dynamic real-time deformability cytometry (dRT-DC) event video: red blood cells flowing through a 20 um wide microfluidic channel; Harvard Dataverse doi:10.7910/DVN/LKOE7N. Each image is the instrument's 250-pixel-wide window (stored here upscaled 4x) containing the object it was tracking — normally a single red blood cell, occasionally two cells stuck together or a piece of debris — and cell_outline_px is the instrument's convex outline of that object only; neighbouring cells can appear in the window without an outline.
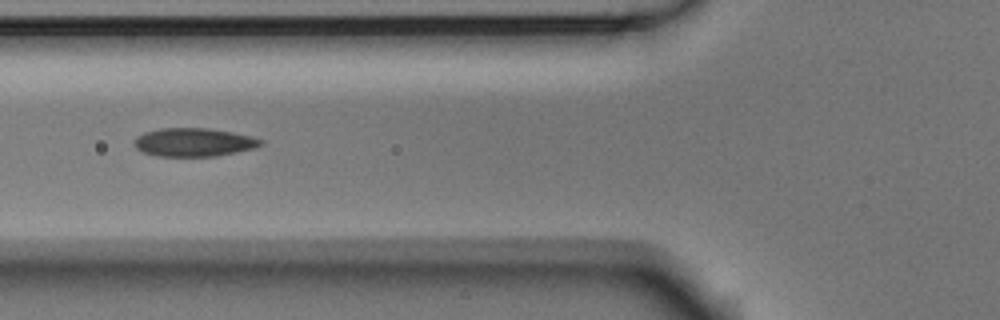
{"species": "Egyptian fruit bat (a non-hibernating species)", "species_latin": "Rousettus aegyptiacus", "temperature_condition": "room temperature", "stored_images_in_passage": 14, "camera_frame_rate_fps": 3000, "um_per_image_px": 0.085, "animal": {"sex": "male"}, "frame": {"image": 1, "passage_image": 5, "time_ms": 1.333, "image_size_px": [1000, 320], "cell_outline_px": [[264, 144], [256, 148], [216, 156], [156, 156], [144, 152], [136, 148], [132, 144], [132, 140], [136, 136], [144, 132], [160, 128], [208, 128], [232, 132], [252, 136], [264, 140]], "centroid_in_image_um": [16.47, 12.09], "position_along_channel_um": 109.3, "area_um2": 21.21}}
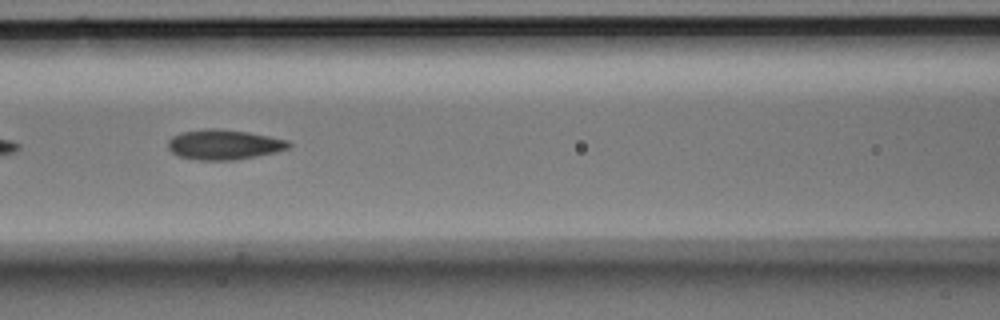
{"frame": {"image": 2, "passage_image": 8, "time_ms": 2.333, "image_size_px": [1000, 320], "cell_outline_px": [[292, 144], [288, 148], [276, 152], [256, 156], [232, 160], [200, 160], [180, 156], [172, 152], [168, 148], [168, 140], [172, 136], [180, 132], [204, 128], [216, 128], [248, 132], [288, 140]], "centroid_in_image_um": [19.02, 12.28], "position_along_channel_um": 147.6, "area_um2": 21.1}}